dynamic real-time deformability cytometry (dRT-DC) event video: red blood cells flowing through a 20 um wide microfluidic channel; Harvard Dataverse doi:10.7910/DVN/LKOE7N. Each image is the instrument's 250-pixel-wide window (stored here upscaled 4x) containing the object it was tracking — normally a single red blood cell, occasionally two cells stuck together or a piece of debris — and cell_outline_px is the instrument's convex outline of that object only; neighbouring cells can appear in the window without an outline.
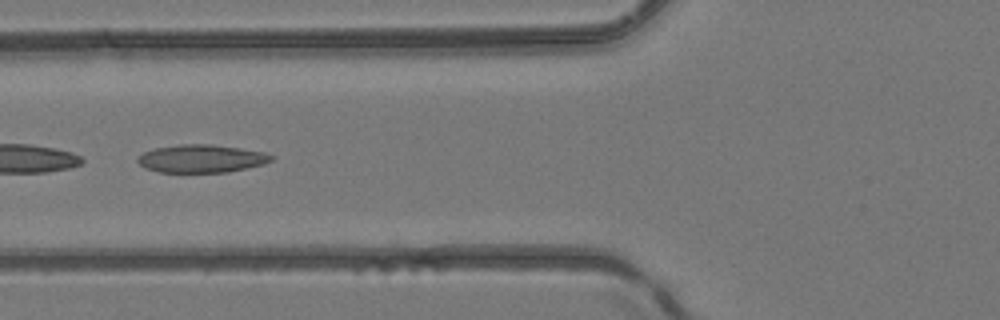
{"species": "common noctule bat (a hibernating species)", "species_latin": "Nyctalus noctula", "temperature_condition": "room temperature", "stored_images_in_passage": 20, "camera_frame_rate_fps": 3000, "um_per_image_px": 0.085, "animal": {"sex": "female", "body_mass_g": 24.6, "forearm_length_mm": 56.2}, "frame": {"image": 1, "passage_image": 6, "time_ms": 1.667, "image_size_px": [1000, 320], "cell_outline_px": [[276, 156], [272, 160], [264, 164], [228, 172], [160, 172], [144, 168], [136, 160], [136, 156], [144, 152], [156, 148], [180, 144], [212, 144], [240, 148], [264, 152]], "centroid_in_image_um": [17.12, 13.48], "position_along_channel_um": 108.7, "area_um2": 21.85}}
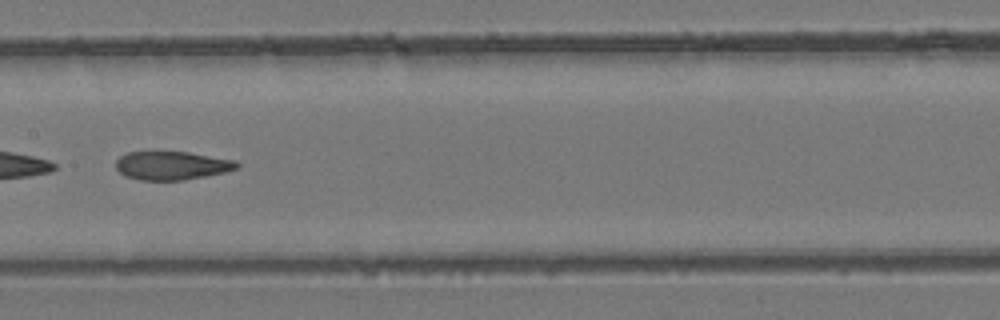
{"frame": {"image": 2, "passage_image": 12, "time_ms": 3.667, "image_size_px": [1000, 320], "cell_outline_px": [[240, 168], [224, 172], [184, 180], [140, 180], [124, 176], [116, 168], [116, 160], [120, 156], [128, 152], [152, 148], [188, 152], [236, 160], [240, 164]], "centroid_in_image_um": [14.56, 14.02], "position_along_channel_um": 192.8, "area_um2": 20.98}}
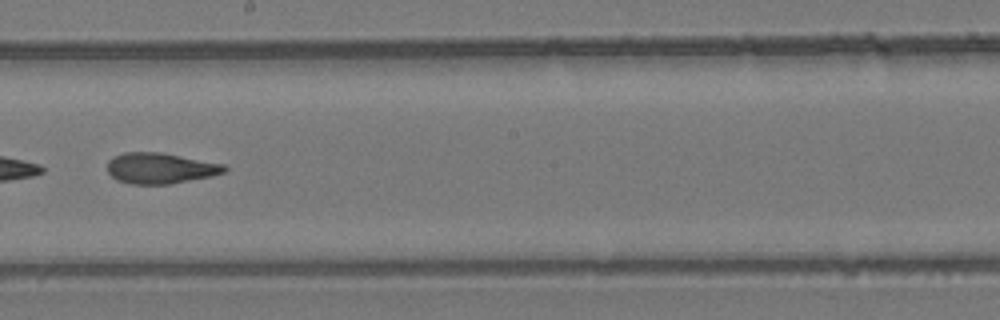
{"frame": {"image": 3, "passage_image": 15, "time_ms": 4.667, "image_size_px": [1000, 320], "cell_outline_px": [[228, 168], [224, 172], [212, 176], [172, 184], [132, 184], [116, 180], [108, 172], [108, 160], [112, 156], [124, 152], [160, 152], [224, 164]], "centroid_in_image_um": [13.61, 14.3], "position_along_channel_um": 234.6, "area_um2": 21.1}}